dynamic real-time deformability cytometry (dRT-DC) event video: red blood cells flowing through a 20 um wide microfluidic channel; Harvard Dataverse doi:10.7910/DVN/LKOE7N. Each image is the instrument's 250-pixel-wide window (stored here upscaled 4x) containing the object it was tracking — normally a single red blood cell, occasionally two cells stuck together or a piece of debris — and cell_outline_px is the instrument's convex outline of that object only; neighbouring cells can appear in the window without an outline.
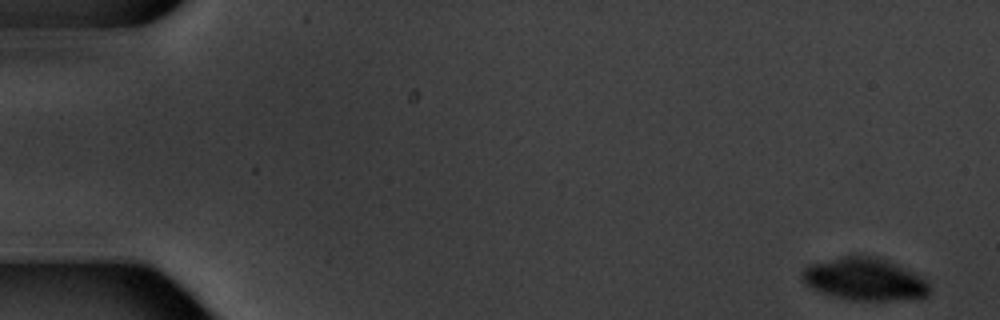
{"species": "common noctule bat (a hibernating species)", "species_latin": "Nyctalus noctula", "temperature_condition": "warm", "stored_images_in_passage": 8, "camera_frame_rate_fps": 3000, "um_per_image_px": 0.085, "animal": {"sex": "male", "body_mass_g": 20.1, "forearm_length_mm": 53.5}, "frame": {"image": 1, "passage_image": 1, "time_ms": 0.0, "image_size_px": [1000, 320], "cell_outline_px": [[928, 292], [924, 296], [916, 300], [852, 300], [832, 296], [820, 292], [804, 284], [800, 272], [808, 264], [844, 256], [880, 256], [924, 276], [928, 284]], "centroid_in_image_um": [73.5, 23.73], "position_along_channel_um": 11.5, "area_um2": 31.96}}